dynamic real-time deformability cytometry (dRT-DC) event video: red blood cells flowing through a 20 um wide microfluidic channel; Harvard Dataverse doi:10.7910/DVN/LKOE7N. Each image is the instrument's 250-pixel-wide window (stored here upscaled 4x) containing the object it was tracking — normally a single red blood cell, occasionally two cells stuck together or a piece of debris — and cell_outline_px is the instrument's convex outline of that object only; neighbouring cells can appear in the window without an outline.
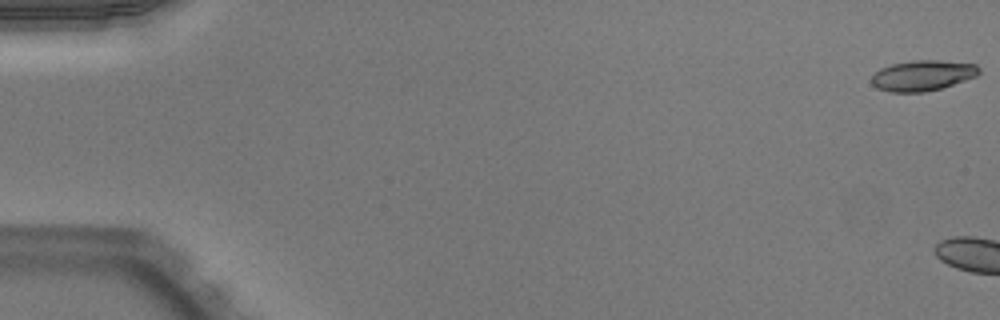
{"species": "Egyptian fruit bat (a non-hibernating species)", "species_latin": "Rousettus aegyptiacus", "temperature_condition": "warm", "stored_images_in_passage": 3, "camera_frame_rate_fps": 3000, "um_per_image_px": 0.085, "animal": {"sex": "male"}, "frame": {"image": 1, "passage_image": 1, "time_ms": 0.0, "image_size_px": [1000, 320], "cell_outline_px": [[980, 72], [976, 76], [940, 88], [924, 92], [888, 92], [876, 88], [872, 84], [872, 76], [880, 68], [892, 64], [912, 60], [936, 60], [976, 64], [980, 68]], "centroid_in_image_um": [78.39, 6.41], "position_along_channel_um": 6.6, "area_um2": 19.02}}